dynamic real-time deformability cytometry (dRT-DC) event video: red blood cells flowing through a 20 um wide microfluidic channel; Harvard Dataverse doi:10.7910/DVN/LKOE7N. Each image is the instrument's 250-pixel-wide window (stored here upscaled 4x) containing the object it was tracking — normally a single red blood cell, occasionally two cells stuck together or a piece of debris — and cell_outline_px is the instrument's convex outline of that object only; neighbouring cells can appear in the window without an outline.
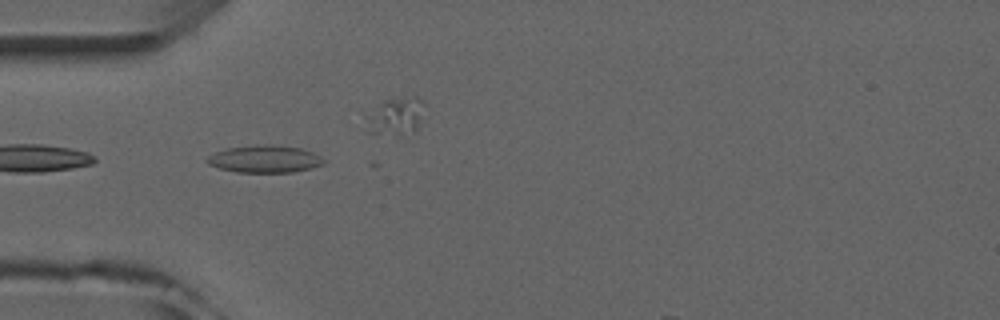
{"species": "common noctule bat (a hibernating species)", "species_latin": "Nyctalus noctula", "temperature_condition": "room temperature", "stored_images_in_passage": 6, "camera_frame_rate_fps": 3000, "um_per_image_px": 0.085, "animal": {"sex": "male", "forearm_length_mm": 52.5}, "frame": {"image": 1, "passage_image": 5, "time_ms": 4.667, "image_size_px": [1000, 320], "cell_outline_px": [[324, 164], [292, 172], [236, 172], [220, 168], [208, 164], [204, 160], [208, 156], [216, 152], [228, 148], [256, 144], [272, 144], [304, 148], [320, 156], [324, 160]], "centroid_in_image_um": [22.49, 13.5], "position_along_channel_um": 62.5, "area_um2": 18.61}}